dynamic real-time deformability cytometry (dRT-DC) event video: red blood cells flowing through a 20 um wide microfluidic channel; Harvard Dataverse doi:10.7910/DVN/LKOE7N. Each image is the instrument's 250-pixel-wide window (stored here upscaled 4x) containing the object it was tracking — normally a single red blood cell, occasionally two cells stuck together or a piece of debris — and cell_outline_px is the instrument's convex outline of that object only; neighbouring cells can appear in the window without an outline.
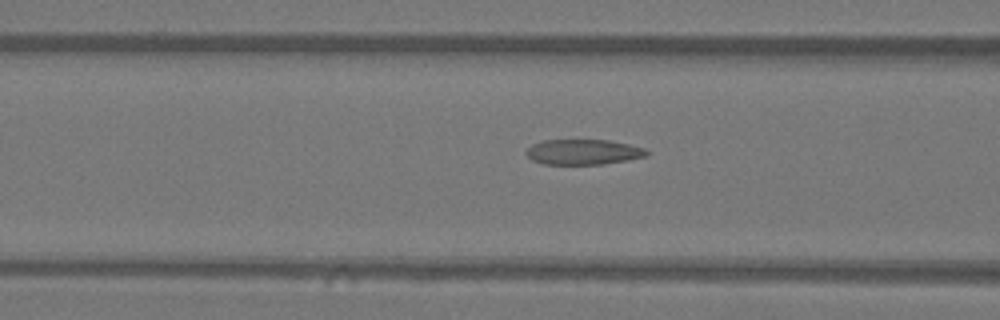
{"species": "Egyptian fruit bat (a non-hibernating species)", "species_latin": "Rousettus aegyptiacus", "temperature_condition": "warm", "stored_images_in_passage": 16, "camera_frame_rate_fps": 3000, "um_per_image_px": 0.085, "animal": {"sex": "female"}, "frame": {"image": 1, "passage_image": 14, "time_ms": 4.333, "image_size_px": [1000, 320], "cell_outline_px": [[648, 156], [628, 160], [604, 164], [544, 164], [532, 160], [524, 152], [532, 144], [544, 140], [608, 140], [628, 144], [644, 148], [648, 152]], "centroid_in_image_um": [49.57, 12.92], "position_along_channel_um": 117.0, "area_um2": 17.74}}